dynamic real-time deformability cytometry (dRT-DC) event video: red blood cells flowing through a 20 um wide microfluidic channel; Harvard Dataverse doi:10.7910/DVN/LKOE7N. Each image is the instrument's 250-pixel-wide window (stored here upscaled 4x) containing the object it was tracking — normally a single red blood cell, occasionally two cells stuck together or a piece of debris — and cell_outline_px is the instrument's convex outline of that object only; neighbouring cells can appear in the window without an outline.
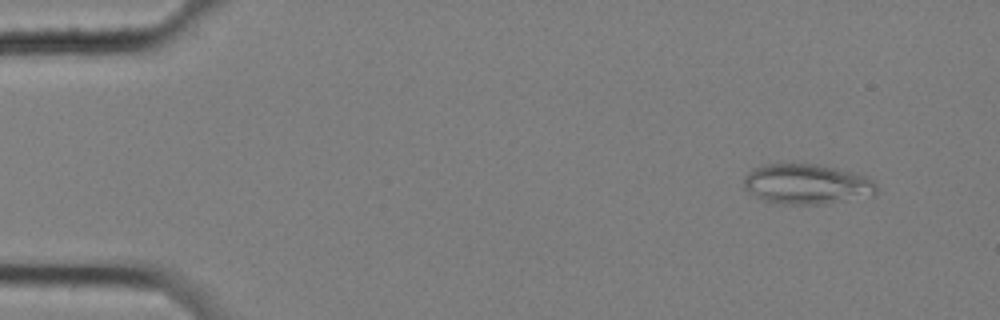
{"species": "common noctule bat (a hibernating species)", "species_latin": "Nyctalus noctula", "temperature_condition": "cold", "stored_images_in_passage": 56, "camera_frame_rate_fps": 3000, "um_per_image_px": 0.085, "animal": {"sex": "female", "body_mass_g": 25.1}, "frame": {"image": 1, "passage_image": 3, "time_ms": 0.667, "image_size_px": [1000, 320], "cell_outline_px": [[876, 192], [872, 196], [824, 204], [788, 204], [764, 200], [756, 196], [744, 188], [744, 176], [752, 168], [768, 164], [812, 164], [832, 168], [864, 176], [872, 180], [876, 184]], "centroid_in_image_um": [68.55, 15.66], "position_along_channel_um": 16.4, "area_um2": 30.58}}
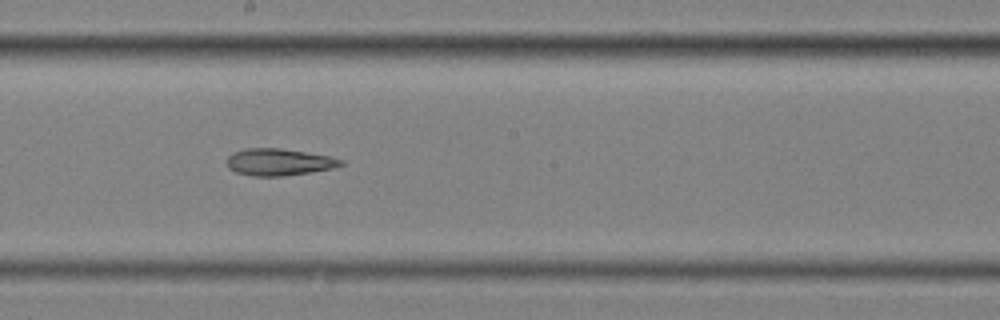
{"frame": {"image": 2, "passage_image": 30, "time_ms": 9.667, "image_size_px": [1000, 320], "cell_outline_px": [[344, 164], [332, 168], [308, 172], [280, 176], [252, 176], [236, 172], [228, 168], [228, 156], [232, 152], [244, 148], [280, 148], [328, 156], [344, 160]], "centroid_in_image_um": [23.67, 13.77], "position_along_channel_um": 224.5, "area_um2": 17.69}}
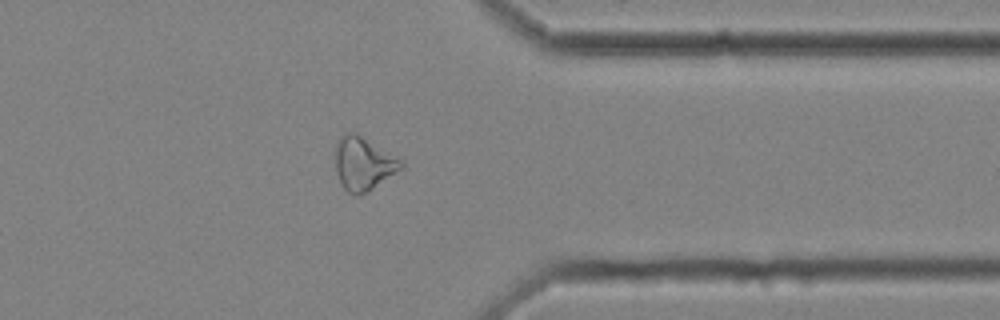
{"frame": {"image": 3, "passage_image": 44, "time_ms": 14.333, "image_size_px": [1000, 320], "cell_outline_px": [[404, 168], [368, 192], [360, 196], [356, 196], [348, 192], [344, 188], [336, 172], [332, 152], [340, 136], [344, 132], [356, 132], [400, 160], [404, 164]], "centroid_in_image_um": [30.83, 13.91], "position_along_channel_um": 380.6, "area_um2": 20.75}, "authors_computed_cell_mechanics": {"area_um2": 21.964, "velocity_mm_per_s": 3.4814, "shape_relaxation_time_tau1_ms": null, "shape_relaxation_time_tau2_ms": 7.26, "deformation_change_tau1": null, "deformation_change_tau2": 0.1863}}